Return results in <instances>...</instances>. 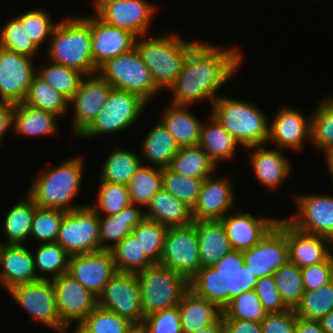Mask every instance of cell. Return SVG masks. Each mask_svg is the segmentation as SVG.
Instances as JSON below:
<instances>
[{"label": "cell", "instance_id": "obj_32", "mask_svg": "<svg viewBox=\"0 0 333 333\" xmlns=\"http://www.w3.org/2000/svg\"><path fill=\"white\" fill-rule=\"evenodd\" d=\"M184 333L195 332L218 321L223 314L215 303L197 296L190 289L178 304Z\"/></svg>", "mask_w": 333, "mask_h": 333}, {"label": "cell", "instance_id": "obj_55", "mask_svg": "<svg viewBox=\"0 0 333 333\" xmlns=\"http://www.w3.org/2000/svg\"><path fill=\"white\" fill-rule=\"evenodd\" d=\"M142 326L146 333H184L178 306L149 314Z\"/></svg>", "mask_w": 333, "mask_h": 333}, {"label": "cell", "instance_id": "obj_57", "mask_svg": "<svg viewBox=\"0 0 333 333\" xmlns=\"http://www.w3.org/2000/svg\"><path fill=\"white\" fill-rule=\"evenodd\" d=\"M304 291L316 290L333 280V254L319 264L301 268Z\"/></svg>", "mask_w": 333, "mask_h": 333}, {"label": "cell", "instance_id": "obj_17", "mask_svg": "<svg viewBox=\"0 0 333 333\" xmlns=\"http://www.w3.org/2000/svg\"><path fill=\"white\" fill-rule=\"evenodd\" d=\"M113 87L98 73L86 75L68 104L73 105V132L79 137L103 109Z\"/></svg>", "mask_w": 333, "mask_h": 333}, {"label": "cell", "instance_id": "obj_34", "mask_svg": "<svg viewBox=\"0 0 333 333\" xmlns=\"http://www.w3.org/2000/svg\"><path fill=\"white\" fill-rule=\"evenodd\" d=\"M145 218L166 227L186 226L194 222L191 208L161 188L146 207Z\"/></svg>", "mask_w": 333, "mask_h": 333}, {"label": "cell", "instance_id": "obj_43", "mask_svg": "<svg viewBox=\"0 0 333 333\" xmlns=\"http://www.w3.org/2000/svg\"><path fill=\"white\" fill-rule=\"evenodd\" d=\"M37 75L63 95L68 101L77 92L82 79L86 76L80 71L54 62L38 67Z\"/></svg>", "mask_w": 333, "mask_h": 333}, {"label": "cell", "instance_id": "obj_29", "mask_svg": "<svg viewBox=\"0 0 333 333\" xmlns=\"http://www.w3.org/2000/svg\"><path fill=\"white\" fill-rule=\"evenodd\" d=\"M188 108L170 103L159 120L179 147L198 145L200 141L202 122Z\"/></svg>", "mask_w": 333, "mask_h": 333}, {"label": "cell", "instance_id": "obj_10", "mask_svg": "<svg viewBox=\"0 0 333 333\" xmlns=\"http://www.w3.org/2000/svg\"><path fill=\"white\" fill-rule=\"evenodd\" d=\"M99 215L87 204L67 211L56 239L70 256L100 251Z\"/></svg>", "mask_w": 333, "mask_h": 333}, {"label": "cell", "instance_id": "obj_8", "mask_svg": "<svg viewBox=\"0 0 333 333\" xmlns=\"http://www.w3.org/2000/svg\"><path fill=\"white\" fill-rule=\"evenodd\" d=\"M147 104L138 94L112 88L103 109L79 138L90 139L123 132L139 120Z\"/></svg>", "mask_w": 333, "mask_h": 333}, {"label": "cell", "instance_id": "obj_35", "mask_svg": "<svg viewBox=\"0 0 333 333\" xmlns=\"http://www.w3.org/2000/svg\"><path fill=\"white\" fill-rule=\"evenodd\" d=\"M155 123L142 140L139 155L142 163L146 160L155 167L166 168L180 147L160 121Z\"/></svg>", "mask_w": 333, "mask_h": 333}, {"label": "cell", "instance_id": "obj_52", "mask_svg": "<svg viewBox=\"0 0 333 333\" xmlns=\"http://www.w3.org/2000/svg\"><path fill=\"white\" fill-rule=\"evenodd\" d=\"M88 333H128L134 326L129 320L97 306L80 323Z\"/></svg>", "mask_w": 333, "mask_h": 333}, {"label": "cell", "instance_id": "obj_6", "mask_svg": "<svg viewBox=\"0 0 333 333\" xmlns=\"http://www.w3.org/2000/svg\"><path fill=\"white\" fill-rule=\"evenodd\" d=\"M211 114L240 143L241 148L267 144L269 120L254 103L220 95Z\"/></svg>", "mask_w": 333, "mask_h": 333}, {"label": "cell", "instance_id": "obj_3", "mask_svg": "<svg viewBox=\"0 0 333 333\" xmlns=\"http://www.w3.org/2000/svg\"><path fill=\"white\" fill-rule=\"evenodd\" d=\"M84 158L76 155L53 168H44L33 180L27 195L38 207L71 211L87 205L73 204L84 177Z\"/></svg>", "mask_w": 333, "mask_h": 333}, {"label": "cell", "instance_id": "obj_28", "mask_svg": "<svg viewBox=\"0 0 333 333\" xmlns=\"http://www.w3.org/2000/svg\"><path fill=\"white\" fill-rule=\"evenodd\" d=\"M194 223L201 268L213 266L233 250L221 220H199L194 221Z\"/></svg>", "mask_w": 333, "mask_h": 333}, {"label": "cell", "instance_id": "obj_36", "mask_svg": "<svg viewBox=\"0 0 333 333\" xmlns=\"http://www.w3.org/2000/svg\"><path fill=\"white\" fill-rule=\"evenodd\" d=\"M168 168L179 175L205 179L212 176L218 167L199 145H194L180 147Z\"/></svg>", "mask_w": 333, "mask_h": 333}, {"label": "cell", "instance_id": "obj_66", "mask_svg": "<svg viewBox=\"0 0 333 333\" xmlns=\"http://www.w3.org/2000/svg\"><path fill=\"white\" fill-rule=\"evenodd\" d=\"M128 333H146V330L142 325H134Z\"/></svg>", "mask_w": 333, "mask_h": 333}, {"label": "cell", "instance_id": "obj_44", "mask_svg": "<svg viewBox=\"0 0 333 333\" xmlns=\"http://www.w3.org/2000/svg\"><path fill=\"white\" fill-rule=\"evenodd\" d=\"M111 252L119 272L137 274L154 264L141 250L139 242L132 233L111 249Z\"/></svg>", "mask_w": 333, "mask_h": 333}, {"label": "cell", "instance_id": "obj_30", "mask_svg": "<svg viewBox=\"0 0 333 333\" xmlns=\"http://www.w3.org/2000/svg\"><path fill=\"white\" fill-rule=\"evenodd\" d=\"M144 218L145 212L140 206L137 207L135 204H130L118 214L99 216L100 250L113 249L131 233Z\"/></svg>", "mask_w": 333, "mask_h": 333}, {"label": "cell", "instance_id": "obj_46", "mask_svg": "<svg viewBox=\"0 0 333 333\" xmlns=\"http://www.w3.org/2000/svg\"><path fill=\"white\" fill-rule=\"evenodd\" d=\"M282 301L295 309L304 294L301 268L289 260L273 274Z\"/></svg>", "mask_w": 333, "mask_h": 333}, {"label": "cell", "instance_id": "obj_62", "mask_svg": "<svg viewBox=\"0 0 333 333\" xmlns=\"http://www.w3.org/2000/svg\"><path fill=\"white\" fill-rule=\"evenodd\" d=\"M191 333H225L223 319L221 317L218 321L214 322L213 324H210L207 327L201 328Z\"/></svg>", "mask_w": 333, "mask_h": 333}, {"label": "cell", "instance_id": "obj_40", "mask_svg": "<svg viewBox=\"0 0 333 333\" xmlns=\"http://www.w3.org/2000/svg\"><path fill=\"white\" fill-rule=\"evenodd\" d=\"M35 249L33 257L39 279L51 280L67 273L70 255L58 243H42Z\"/></svg>", "mask_w": 333, "mask_h": 333}, {"label": "cell", "instance_id": "obj_13", "mask_svg": "<svg viewBox=\"0 0 333 333\" xmlns=\"http://www.w3.org/2000/svg\"><path fill=\"white\" fill-rule=\"evenodd\" d=\"M98 306L129 320L134 325H142L144 314L137 274L117 271L98 297Z\"/></svg>", "mask_w": 333, "mask_h": 333}, {"label": "cell", "instance_id": "obj_64", "mask_svg": "<svg viewBox=\"0 0 333 333\" xmlns=\"http://www.w3.org/2000/svg\"><path fill=\"white\" fill-rule=\"evenodd\" d=\"M117 0H93L95 6V15H97L105 6Z\"/></svg>", "mask_w": 333, "mask_h": 333}, {"label": "cell", "instance_id": "obj_9", "mask_svg": "<svg viewBox=\"0 0 333 333\" xmlns=\"http://www.w3.org/2000/svg\"><path fill=\"white\" fill-rule=\"evenodd\" d=\"M97 73L113 88L138 94L148 103L161 92L136 47L107 60Z\"/></svg>", "mask_w": 333, "mask_h": 333}, {"label": "cell", "instance_id": "obj_1", "mask_svg": "<svg viewBox=\"0 0 333 333\" xmlns=\"http://www.w3.org/2000/svg\"><path fill=\"white\" fill-rule=\"evenodd\" d=\"M221 47L196 42L188 50L179 76L168 88L173 96L171 103L188 106L207 99L211 105L214 104L220 96L217 91L235 74L243 61L240 48Z\"/></svg>", "mask_w": 333, "mask_h": 333}, {"label": "cell", "instance_id": "obj_5", "mask_svg": "<svg viewBox=\"0 0 333 333\" xmlns=\"http://www.w3.org/2000/svg\"><path fill=\"white\" fill-rule=\"evenodd\" d=\"M142 39V40H141ZM196 42L185 41L178 34L136 38L135 47L148 67L156 86L168 89L179 76L186 53Z\"/></svg>", "mask_w": 333, "mask_h": 333}, {"label": "cell", "instance_id": "obj_50", "mask_svg": "<svg viewBox=\"0 0 333 333\" xmlns=\"http://www.w3.org/2000/svg\"><path fill=\"white\" fill-rule=\"evenodd\" d=\"M267 314L268 312L264 309L253 289L231 299L223 309L222 319H239L261 323Z\"/></svg>", "mask_w": 333, "mask_h": 333}, {"label": "cell", "instance_id": "obj_65", "mask_svg": "<svg viewBox=\"0 0 333 333\" xmlns=\"http://www.w3.org/2000/svg\"><path fill=\"white\" fill-rule=\"evenodd\" d=\"M325 158L327 162L326 165L328 167L327 169L329 171V174L331 175L330 177L333 179V151L329 153Z\"/></svg>", "mask_w": 333, "mask_h": 333}, {"label": "cell", "instance_id": "obj_2", "mask_svg": "<svg viewBox=\"0 0 333 333\" xmlns=\"http://www.w3.org/2000/svg\"><path fill=\"white\" fill-rule=\"evenodd\" d=\"M257 279L244 264L242 251L232 250L213 266L200 268L189 280V287L223 310L231 299L253 290Z\"/></svg>", "mask_w": 333, "mask_h": 333}, {"label": "cell", "instance_id": "obj_11", "mask_svg": "<svg viewBox=\"0 0 333 333\" xmlns=\"http://www.w3.org/2000/svg\"><path fill=\"white\" fill-rule=\"evenodd\" d=\"M160 264L190 280L201 268L195 223L167 227Z\"/></svg>", "mask_w": 333, "mask_h": 333}, {"label": "cell", "instance_id": "obj_16", "mask_svg": "<svg viewBox=\"0 0 333 333\" xmlns=\"http://www.w3.org/2000/svg\"><path fill=\"white\" fill-rule=\"evenodd\" d=\"M296 216L286 220L296 229L333 241V195L293 194Z\"/></svg>", "mask_w": 333, "mask_h": 333}, {"label": "cell", "instance_id": "obj_12", "mask_svg": "<svg viewBox=\"0 0 333 333\" xmlns=\"http://www.w3.org/2000/svg\"><path fill=\"white\" fill-rule=\"evenodd\" d=\"M33 319L46 325L55 332L62 333L66 325L60 320L52 280L40 279L20 284L7 291Z\"/></svg>", "mask_w": 333, "mask_h": 333}, {"label": "cell", "instance_id": "obj_7", "mask_svg": "<svg viewBox=\"0 0 333 333\" xmlns=\"http://www.w3.org/2000/svg\"><path fill=\"white\" fill-rule=\"evenodd\" d=\"M144 317L178 306L190 289L189 280L170 267L154 263L137 273Z\"/></svg>", "mask_w": 333, "mask_h": 333}, {"label": "cell", "instance_id": "obj_19", "mask_svg": "<svg viewBox=\"0 0 333 333\" xmlns=\"http://www.w3.org/2000/svg\"><path fill=\"white\" fill-rule=\"evenodd\" d=\"M117 272L111 250L71 255L67 273L99 297Z\"/></svg>", "mask_w": 333, "mask_h": 333}, {"label": "cell", "instance_id": "obj_45", "mask_svg": "<svg viewBox=\"0 0 333 333\" xmlns=\"http://www.w3.org/2000/svg\"><path fill=\"white\" fill-rule=\"evenodd\" d=\"M294 310L298 317L320 321L333 310V280L316 290L304 291Z\"/></svg>", "mask_w": 333, "mask_h": 333}, {"label": "cell", "instance_id": "obj_23", "mask_svg": "<svg viewBox=\"0 0 333 333\" xmlns=\"http://www.w3.org/2000/svg\"><path fill=\"white\" fill-rule=\"evenodd\" d=\"M236 210V211H235ZM224 216L227 237L233 250L245 251L256 245L268 231L277 223L279 218L255 217L251 213L237 210Z\"/></svg>", "mask_w": 333, "mask_h": 333}, {"label": "cell", "instance_id": "obj_47", "mask_svg": "<svg viewBox=\"0 0 333 333\" xmlns=\"http://www.w3.org/2000/svg\"><path fill=\"white\" fill-rule=\"evenodd\" d=\"M95 203V204H94ZM132 204L128 187L125 184L103 182L100 187L96 201L88 205L99 215L111 216L118 214L122 209Z\"/></svg>", "mask_w": 333, "mask_h": 333}, {"label": "cell", "instance_id": "obj_49", "mask_svg": "<svg viewBox=\"0 0 333 333\" xmlns=\"http://www.w3.org/2000/svg\"><path fill=\"white\" fill-rule=\"evenodd\" d=\"M203 181L204 179L176 174L168 167L163 168L162 188L191 209L197 201Z\"/></svg>", "mask_w": 333, "mask_h": 333}, {"label": "cell", "instance_id": "obj_25", "mask_svg": "<svg viewBox=\"0 0 333 333\" xmlns=\"http://www.w3.org/2000/svg\"><path fill=\"white\" fill-rule=\"evenodd\" d=\"M24 245L2 243L0 246V285L6 291L16 285L40 280L35 270L33 252Z\"/></svg>", "mask_w": 333, "mask_h": 333}, {"label": "cell", "instance_id": "obj_41", "mask_svg": "<svg viewBox=\"0 0 333 333\" xmlns=\"http://www.w3.org/2000/svg\"><path fill=\"white\" fill-rule=\"evenodd\" d=\"M68 100L37 74L34 76L23 103L52 112L61 118L69 108Z\"/></svg>", "mask_w": 333, "mask_h": 333}, {"label": "cell", "instance_id": "obj_59", "mask_svg": "<svg viewBox=\"0 0 333 333\" xmlns=\"http://www.w3.org/2000/svg\"><path fill=\"white\" fill-rule=\"evenodd\" d=\"M225 333H263L260 322L223 319Z\"/></svg>", "mask_w": 333, "mask_h": 333}, {"label": "cell", "instance_id": "obj_61", "mask_svg": "<svg viewBox=\"0 0 333 333\" xmlns=\"http://www.w3.org/2000/svg\"><path fill=\"white\" fill-rule=\"evenodd\" d=\"M294 333H325L319 321L297 317Z\"/></svg>", "mask_w": 333, "mask_h": 333}, {"label": "cell", "instance_id": "obj_22", "mask_svg": "<svg viewBox=\"0 0 333 333\" xmlns=\"http://www.w3.org/2000/svg\"><path fill=\"white\" fill-rule=\"evenodd\" d=\"M228 177L205 178L197 201L194 204L192 218L199 220H221L234 206L235 193ZM231 209V210H230ZM230 210V211H229Z\"/></svg>", "mask_w": 333, "mask_h": 333}, {"label": "cell", "instance_id": "obj_4", "mask_svg": "<svg viewBox=\"0 0 333 333\" xmlns=\"http://www.w3.org/2000/svg\"><path fill=\"white\" fill-rule=\"evenodd\" d=\"M65 19L58 21L49 39L46 50L48 61L85 75L97 73L91 49V16Z\"/></svg>", "mask_w": 333, "mask_h": 333}, {"label": "cell", "instance_id": "obj_14", "mask_svg": "<svg viewBox=\"0 0 333 333\" xmlns=\"http://www.w3.org/2000/svg\"><path fill=\"white\" fill-rule=\"evenodd\" d=\"M242 253L244 264L257 278L273 275L289 260L285 218H279L256 245Z\"/></svg>", "mask_w": 333, "mask_h": 333}, {"label": "cell", "instance_id": "obj_38", "mask_svg": "<svg viewBox=\"0 0 333 333\" xmlns=\"http://www.w3.org/2000/svg\"><path fill=\"white\" fill-rule=\"evenodd\" d=\"M113 150L102 165L100 180L127 185L142 166L141 157L138 152L135 153L129 149L120 147Z\"/></svg>", "mask_w": 333, "mask_h": 333}, {"label": "cell", "instance_id": "obj_56", "mask_svg": "<svg viewBox=\"0 0 333 333\" xmlns=\"http://www.w3.org/2000/svg\"><path fill=\"white\" fill-rule=\"evenodd\" d=\"M254 290L268 313L282 312L289 309L281 299L273 275L258 278Z\"/></svg>", "mask_w": 333, "mask_h": 333}, {"label": "cell", "instance_id": "obj_48", "mask_svg": "<svg viewBox=\"0 0 333 333\" xmlns=\"http://www.w3.org/2000/svg\"><path fill=\"white\" fill-rule=\"evenodd\" d=\"M166 231V226L144 218L131 233L139 242V246L144 254L153 263H160Z\"/></svg>", "mask_w": 333, "mask_h": 333}, {"label": "cell", "instance_id": "obj_58", "mask_svg": "<svg viewBox=\"0 0 333 333\" xmlns=\"http://www.w3.org/2000/svg\"><path fill=\"white\" fill-rule=\"evenodd\" d=\"M297 315L294 309L268 313L261 322L263 333H294Z\"/></svg>", "mask_w": 333, "mask_h": 333}, {"label": "cell", "instance_id": "obj_27", "mask_svg": "<svg viewBox=\"0 0 333 333\" xmlns=\"http://www.w3.org/2000/svg\"><path fill=\"white\" fill-rule=\"evenodd\" d=\"M266 145L249 146L247 149H254L249 157L255 178L266 188L273 190L281 186L291 174V163L281 149H267Z\"/></svg>", "mask_w": 333, "mask_h": 333}, {"label": "cell", "instance_id": "obj_24", "mask_svg": "<svg viewBox=\"0 0 333 333\" xmlns=\"http://www.w3.org/2000/svg\"><path fill=\"white\" fill-rule=\"evenodd\" d=\"M135 40L130 32L106 24L95 14L91 15V49L97 69L107 60L134 48Z\"/></svg>", "mask_w": 333, "mask_h": 333}, {"label": "cell", "instance_id": "obj_39", "mask_svg": "<svg viewBox=\"0 0 333 333\" xmlns=\"http://www.w3.org/2000/svg\"><path fill=\"white\" fill-rule=\"evenodd\" d=\"M310 142L325 157L333 151V96L324 97L312 110Z\"/></svg>", "mask_w": 333, "mask_h": 333}, {"label": "cell", "instance_id": "obj_37", "mask_svg": "<svg viewBox=\"0 0 333 333\" xmlns=\"http://www.w3.org/2000/svg\"><path fill=\"white\" fill-rule=\"evenodd\" d=\"M35 209L36 204L28 195L10 208L2 226L7 239L5 244L26 243L30 238Z\"/></svg>", "mask_w": 333, "mask_h": 333}, {"label": "cell", "instance_id": "obj_21", "mask_svg": "<svg viewBox=\"0 0 333 333\" xmlns=\"http://www.w3.org/2000/svg\"><path fill=\"white\" fill-rule=\"evenodd\" d=\"M269 122L267 145L275 144L280 149L299 151L304 143L311 141V114L304 116L297 109L284 107Z\"/></svg>", "mask_w": 333, "mask_h": 333}, {"label": "cell", "instance_id": "obj_53", "mask_svg": "<svg viewBox=\"0 0 333 333\" xmlns=\"http://www.w3.org/2000/svg\"><path fill=\"white\" fill-rule=\"evenodd\" d=\"M0 47L22 54L35 57L40 50L22 28L21 21L14 17L4 25L0 31Z\"/></svg>", "mask_w": 333, "mask_h": 333}, {"label": "cell", "instance_id": "obj_42", "mask_svg": "<svg viewBox=\"0 0 333 333\" xmlns=\"http://www.w3.org/2000/svg\"><path fill=\"white\" fill-rule=\"evenodd\" d=\"M162 172L163 168L142 164L127 184L132 204L149 205L152 197L163 186Z\"/></svg>", "mask_w": 333, "mask_h": 333}, {"label": "cell", "instance_id": "obj_18", "mask_svg": "<svg viewBox=\"0 0 333 333\" xmlns=\"http://www.w3.org/2000/svg\"><path fill=\"white\" fill-rule=\"evenodd\" d=\"M36 74L33 57L0 47V101L23 102Z\"/></svg>", "mask_w": 333, "mask_h": 333}, {"label": "cell", "instance_id": "obj_67", "mask_svg": "<svg viewBox=\"0 0 333 333\" xmlns=\"http://www.w3.org/2000/svg\"><path fill=\"white\" fill-rule=\"evenodd\" d=\"M71 331L70 333H88L80 324H75L74 329Z\"/></svg>", "mask_w": 333, "mask_h": 333}, {"label": "cell", "instance_id": "obj_33", "mask_svg": "<svg viewBox=\"0 0 333 333\" xmlns=\"http://www.w3.org/2000/svg\"><path fill=\"white\" fill-rule=\"evenodd\" d=\"M58 115L23 102L14 105L13 129L25 137L51 136L58 130Z\"/></svg>", "mask_w": 333, "mask_h": 333}, {"label": "cell", "instance_id": "obj_51", "mask_svg": "<svg viewBox=\"0 0 333 333\" xmlns=\"http://www.w3.org/2000/svg\"><path fill=\"white\" fill-rule=\"evenodd\" d=\"M66 212L61 209L36 206L30 237L37 240L38 244L55 242Z\"/></svg>", "mask_w": 333, "mask_h": 333}, {"label": "cell", "instance_id": "obj_63", "mask_svg": "<svg viewBox=\"0 0 333 333\" xmlns=\"http://www.w3.org/2000/svg\"><path fill=\"white\" fill-rule=\"evenodd\" d=\"M319 322L325 333H333V310L326 314Z\"/></svg>", "mask_w": 333, "mask_h": 333}, {"label": "cell", "instance_id": "obj_60", "mask_svg": "<svg viewBox=\"0 0 333 333\" xmlns=\"http://www.w3.org/2000/svg\"><path fill=\"white\" fill-rule=\"evenodd\" d=\"M14 105L11 102L0 101V142L9 129H13V110Z\"/></svg>", "mask_w": 333, "mask_h": 333}, {"label": "cell", "instance_id": "obj_31", "mask_svg": "<svg viewBox=\"0 0 333 333\" xmlns=\"http://www.w3.org/2000/svg\"><path fill=\"white\" fill-rule=\"evenodd\" d=\"M209 122L202 123L199 146L208 154L209 159L218 166V162L235 159L240 143L210 113Z\"/></svg>", "mask_w": 333, "mask_h": 333}, {"label": "cell", "instance_id": "obj_54", "mask_svg": "<svg viewBox=\"0 0 333 333\" xmlns=\"http://www.w3.org/2000/svg\"><path fill=\"white\" fill-rule=\"evenodd\" d=\"M48 14L45 10L34 9L17 16L21 21L22 28H25L27 35L39 49L47 40L49 41L58 24V22H53Z\"/></svg>", "mask_w": 333, "mask_h": 333}, {"label": "cell", "instance_id": "obj_15", "mask_svg": "<svg viewBox=\"0 0 333 333\" xmlns=\"http://www.w3.org/2000/svg\"><path fill=\"white\" fill-rule=\"evenodd\" d=\"M51 280L55 290L57 311L60 320L66 325L62 333H68L71 324H79L98 306V297L68 273Z\"/></svg>", "mask_w": 333, "mask_h": 333}, {"label": "cell", "instance_id": "obj_26", "mask_svg": "<svg viewBox=\"0 0 333 333\" xmlns=\"http://www.w3.org/2000/svg\"><path fill=\"white\" fill-rule=\"evenodd\" d=\"M285 236L288 243L289 261L300 268L319 264L332 255V251H330L333 246L332 240L327 237L302 232L286 219Z\"/></svg>", "mask_w": 333, "mask_h": 333}, {"label": "cell", "instance_id": "obj_20", "mask_svg": "<svg viewBox=\"0 0 333 333\" xmlns=\"http://www.w3.org/2000/svg\"><path fill=\"white\" fill-rule=\"evenodd\" d=\"M147 0H117L105 6L97 16L106 24L124 29L136 38L149 35L156 7Z\"/></svg>", "mask_w": 333, "mask_h": 333}]
</instances>
